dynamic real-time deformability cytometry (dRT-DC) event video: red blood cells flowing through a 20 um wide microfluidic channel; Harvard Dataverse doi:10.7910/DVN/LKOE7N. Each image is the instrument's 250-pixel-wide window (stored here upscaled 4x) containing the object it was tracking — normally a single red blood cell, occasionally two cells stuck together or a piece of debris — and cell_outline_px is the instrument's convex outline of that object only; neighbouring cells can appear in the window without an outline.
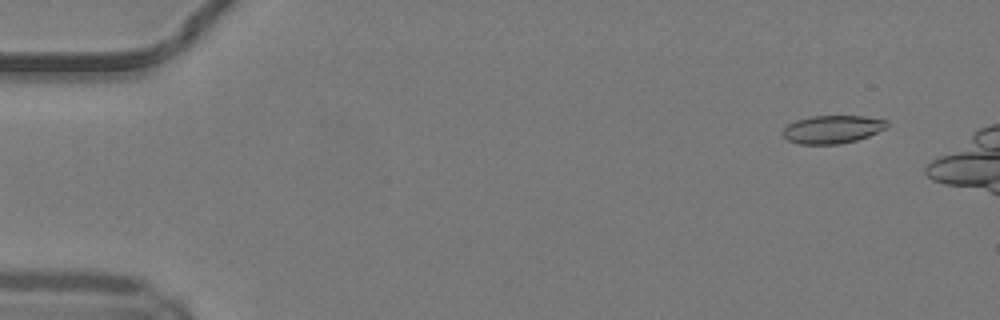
{"species": "common noctule bat (a hibernating species)", "species_latin": "Nyctalus noctula", "temperature_condition": "warm", "stored_images_in_passage": 8, "camera_frame_rate_fps": 3000, "um_per_image_px": 0.085, "animal": {"sex": "male", "body_mass_g": 19.2, "forearm_length_mm": 51.8}, "frame": {"image": 1, "passage_image": 3, "time_ms": 0.667, "image_size_px": [1000, 320], "cell_outline_px": [[888, 128], [868, 136], [856, 140], [840, 144], [800, 144], [788, 140], [780, 132], [788, 124], [796, 120], [812, 116], [864, 116], [888, 120]], "centroid_in_image_um": [70.77, 10.99], "position_along_channel_um": 14.2, "area_um2": 17.11}}